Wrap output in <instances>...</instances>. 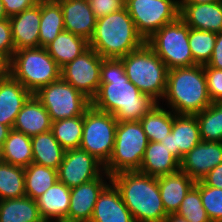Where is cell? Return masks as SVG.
Instances as JSON below:
<instances>
[{
    "label": "cell",
    "instance_id": "1",
    "mask_svg": "<svg viewBox=\"0 0 222 222\" xmlns=\"http://www.w3.org/2000/svg\"><path fill=\"white\" fill-rule=\"evenodd\" d=\"M157 102L129 81L121 59L103 58L100 86L91 99L96 110L112 114L117 121H139Z\"/></svg>",
    "mask_w": 222,
    "mask_h": 222
},
{
    "label": "cell",
    "instance_id": "2",
    "mask_svg": "<svg viewBox=\"0 0 222 222\" xmlns=\"http://www.w3.org/2000/svg\"><path fill=\"white\" fill-rule=\"evenodd\" d=\"M135 222H164L167 216L160 196L158 177L139 171L119 172L111 176Z\"/></svg>",
    "mask_w": 222,
    "mask_h": 222
},
{
    "label": "cell",
    "instance_id": "3",
    "mask_svg": "<svg viewBox=\"0 0 222 222\" xmlns=\"http://www.w3.org/2000/svg\"><path fill=\"white\" fill-rule=\"evenodd\" d=\"M163 99L177 115H196L206 109L212 101L207 90L204 65L169 69Z\"/></svg>",
    "mask_w": 222,
    "mask_h": 222
},
{
    "label": "cell",
    "instance_id": "4",
    "mask_svg": "<svg viewBox=\"0 0 222 222\" xmlns=\"http://www.w3.org/2000/svg\"><path fill=\"white\" fill-rule=\"evenodd\" d=\"M145 43L124 7L97 19L89 47L103 58L120 59Z\"/></svg>",
    "mask_w": 222,
    "mask_h": 222
},
{
    "label": "cell",
    "instance_id": "5",
    "mask_svg": "<svg viewBox=\"0 0 222 222\" xmlns=\"http://www.w3.org/2000/svg\"><path fill=\"white\" fill-rule=\"evenodd\" d=\"M120 59L129 81L160 103L166 91L169 70L161 58L145 43Z\"/></svg>",
    "mask_w": 222,
    "mask_h": 222
},
{
    "label": "cell",
    "instance_id": "6",
    "mask_svg": "<svg viewBox=\"0 0 222 222\" xmlns=\"http://www.w3.org/2000/svg\"><path fill=\"white\" fill-rule=\"evenodd\" d=\"M8 73L31 94L61 78V68L41 46L16 50L8 64Z\"/></svg>",
    "mask_w": 222,
    "mask_h": 222
},
{
    "label": "cell",
    "instance_id": "7",
    "mask_svg": "<svg viewBox=\"0 0 222 222\" xmlns=\"http://www.w3.org/2000/svg\"><path fill=\"white\" fill-rule=\"evenodd\" d=\"M149 143L140 121L117 123L115 144L104 170L110 176L119 172L139 171Z\"/></svg>",
    "mask_w": 222,
    "mask_h": 222
},
{
    "label": "cell",
    "instance_id": "8",
    "mask_svg": "<svg viewBox=\"0 0 222 222\" xmlns=\"http://www.w3.org/2000/svg\"><path fill=\"white\" fill-rule=\"evenodd\" d=\"M190 27L179 16L156 31L146 44L161 58L168 69L196 65L189 46Z\"/></svg>",
    "mask_w": 222,
    "mask_h": 222
},
{
    "label": "cell",
    "instance_id": "9",
    "mask_svg": "<svg viewBox=\"0 0 222 222\" xmlns=\"http://www.w3.org/2000/svg\"><path fill=\"white\" fill-rule=\"evenodd\" d=\"M117 119L90 106L83 114V133L79 148L105 165L115 144Z\"/></svg>",
    "mask_w": 222,
    "mask_h": 222
},
{
    "label": "cell",
    "instance_id": "10",
    "mask_svg": "<svg viewBox=\"0 0 222 222\" xmlns=\"http://www.w3.org/2000/svg\"><path fill=\"white\" fill-rule=\"evenodd\" d=\"M50 115L51 121L83 115L91 100L62 78L42 87L34 94Z\"/></svg>",
    "mask_w": 222,
    "mask_h": 222
},
{
    "label": "cell",
    "instance_id": "11",
    "mask_svg": "<svg viewBox=\"0 0 222 222\" xmlns=\"http://www.w3.org/2000/svg\"><path fill=\"white\" fill-rule=\"evenodd\" d=\"M125 8L145 41L180 16L179 0H125Z\"/></svg>",
    "mask_w": 222,
    "mask_h": 222
},
{
    "label": "cell",
    "instance_id": "12",
    "mask_svg": "<svg viewBox=\"0 0 222 222\" xmlns=\"http://www.w3.org/2000/svg\"><path fill=\"white\" fill-rule=\"evenodd\" d=\"M102 61L103 57L89 47L61 68V78L91 100L100 86Z\"/></svg>",
    "mask_w": 222,
    "mask_h": 222
},
{
    "label": "cell",
    "instance_id": "13",
    "mask_svg": "<svg viewBox=\"0 0 222 222\" xmlns=\"http://www.w3.org/2000/svg\"><path fill=\"white\" fill-rule=\"evenodd\" d=\"M104 172V165L87 151L69 149L58 168V181L74 188L100 177Z\"/></svg>",
    "mask_w": 222,
    "mask_h": 222
},
{
    "label": "cell",
    "instance_id": "14",
    "mask_svg": "<svg viewBox=\"0 0 222 222\" xmlns=\"http://www.w3.org/2000/svg\"><path fill=\"white\" fill-rule=\"evenodd\" d=\"M110 182L111 176L104 172L96 179L71 188L67 222H90L98 196Z\"/></svg>",
    "mask_w": 222,
    "mask_h": 222
},
{
    "label": "cell",
    "instance_id": "15",
    "mask_svg": "<svg viewBox=\"0 0 222 222\" xmlns=\"http://www.w3.org/2000/svg\"><path fill=\"white\" fill-rule=\"evenodd\" d=\"M222 163V142L201 141L180 161V171L195 182Z\"/></svg>",
    "mask_w": 222,
    "mask_h": 222
},
{
    "label": "cell",
    "instance_id": "16",
    "mask_svg": "<svg viewBox=\"0 0 222 222\" xmlns=\"http://www.w3.org/2000/svg\"><path fill=\"white\" fill-rule=\"evenodd\" d=\"M201 141L196 116L177 115L173 112L172 131L161 143L181 161L183 157Z\"/></svg>",
    "mask_w": 222,
    "mask_h": 222
},
{
    "label": "cell",
    "instance_id": "17",
    "mask_svg": "<svg viewBox=\"0 0 222 222\" xmlns=\"http://www.w3.org/2000/svg\"><path fill=\"white\" fill-rule=\"evenodd\" d=\"M61 5L64 29L87 41L93 35L97 18L88 0H58Z\"/></svg>",
    "mask_w": 222,
    "mask_h": 222
},
{
    "label": "cell",
    "instance_id": "18",
    "mask_svg": "<svg viewBox=\"0 0 222 222\" xmlns=\"http://www.w3.org/2000/svg\"><path fill=\"white\" fill-rule=\"evenodd\" d=\"M15 51L39 47L41 1L23 12L9 18Z\"/></svg>",
    "mask_w": 222,
    "mask_h": 222
},
{
    "label": "cell",
    "instance_id": "19",
    "mask_svg": "<svg viewBox=\"0 0 222 222\" xmlns=\"http://www.w3.org/2000/svg\"><path fill=\"white\" fill-rule=\"evenodd\" d=\"M32 94L9 73L0 79V123L11 129L24 103Z\"/></svg>",
    "mask_w": 222,
    "mask_h": 222
},
{
    "label": "cell",
    "instance_id": "20",
    "mask_svg": "<svg viewBox=\"0 0 222 222\" xmlns=\"http://www.w3.org/2000/svg\"><path fill=\"white\" fill-rule=\"evenodd\" d=\"M90 222H135L112 182L99 194Z\"/></svg>",
    "mask_w": 222,
    "mask_h": 222
},
{
    "label": "cell",
    "instance_id": "21",
    "mask_svg": "<svg viewBox=\"0 0 222 222\" xmlns=\"http://www.w3.org/2000/svg\"><path fill=\"white\" fill-rule=\"evenodd\" d=\"M180 17L193 29L222 32V1L202 4H179Z\"/></svg>",
    "mask_w": 222,
    "mask_h": 222
},
{
    "label": "cell",
    "instance_id": "22",
    "mask_svg": "<svg viewBox=\"0 0 222 222\" xmlns=\"http://www.w3.org/2000/svg\"><path fill=\"white\" fill-rule=\"evenodd\" d=\"M52 121L41 101L32 94L18 113L12 129L27 136H35L51 130Z\"/></svg>",
    "mask_w": 222,
    "mask_h": 222
},
{
    "label": "cell",
    "instance_id": "23",
    "mask_svg": "<svg viewBox=\"0 0 222 222\" xmlns=\"http://www.w3.org/2000/svg\"><path fill=\"white\" fill-rule=\"evenodd\" d=\"M71 188L57 181L36 199L39 213L45 222H67Z\"/></svg>",
    "mask_w": 222,
    "mask_h": 222
},
{
    "label": "cell",
    "instance_id": "24",
    "mask_svg": "<svg viewBox=\"0 0 222 222\" xmlns=\"http://www.w3.org/2000/svg\"><path fill=\"white\" fill-rule=\"evenodd\" d=\"M180 171V161L161 142L149 141L139 172L153 177Z\"/></svg>",
    "mask_w": 222,
    "mask_h": 222
},
{
    "label": "cell",
    "instance_id": "25",
    "mask_svg": "<svg viewBox=\"0 0 222 222\" xmlns=\"http://www.w3.org/2000/svg\"><path fill=\"white\" fill-rule=\"evenodd\" d=\"M194 184L195 181L181 171L158 177L160 196L167 215L176 214Z\"/></svg>",
    "mask_w": 222,
    "mask_h": 222
},
{
    "label": "cell",
    "instance_id": "26",
    "mask_svg": "<svg viewBox=\"0 0 222 222\" xmlns=\"http://www.w3.org/2000/svg\"><path fill=\"white\" fill-rule=\"evenodd\" d=\"M88 48L89 41L66 30L60 32L46 47L48 54L60 68L73 61Z\"/></svg>",
    "mask_w": 222,
    "mask_h": 222
},
{
    "label": "cell",
    "instance_id": "27",
    "mask_svg": "<svg viewBox=\"0 0 222 222\" xmlns=\"http://www.w3.org/2000/svg\"><path fill=\"white\" fill-rule=\"evenodd\" d=\"M31 142L32 163L58 170L66 150L59 144L52 131L32 136Z\"/></svg>",
    "mask_w": 222,
    "mask_h": 222
},
{
    "label": "cell",
    "instance_id": "28",
    "mask_svg": "<svg viewBox=\"0 0 222 222\" xmlns=\"http://www.w3.org/2000/svg\"><path fill=\"white\" fill-rule=\"evenodd\" d=\"M0 222H45L36 200L23 196L0 200Z\"/></svg>",
    "mask_w": 222,
    "mask_h": 222
},
{
    "label": "cell",
    "instance_id": "29",
    "mask_svg": "<svg viewBox=\"0 0 222 222\" xmlns=\"http://www.w3.org/2000/svg\"><path fill=\"white\" fill-rule=\"evenodd\" d=\"M3 161L26 168L33 159L31 137L11 129L2 145Z\"/></svg>",
    "mask_w": 222,
    "mask_h": 222
},
{
    "label": "cell",
    "instance_id": "30",
    "mask_svg": "<svg viewBox=\"0 0 222 222\" xmlns=\"http://www.w3.org/2000/svg\"><path fill=\"white\" fill-rule=\"evenodd\" d=\"M39 47L46 48L64 31V18L58 1H41Z\"/></svg>",
    "mask_w": 222,
    "mask_h": 222
},
{
    "label": "cell",
    "instance_id": "31",
    "mask_svg": "<svg viewBox=\"0 0 222 222\" xmlns=\"http://www.w3.org/2000/svg\"><path fill=\"white\" fill-rule=\"evenodd\" d=\"M157 103L139 121L149 141L161 142L172 131L173 112Z\"/></svg>",
    "mask_w": 222,
    "mask_h": 222
},
{
    "label": "cell",
    "instance_id": "32",
    "mask_svg": "<svg viewBox=\"0 0 222 222\" xmlns=\"http://www.w3.org/2000/svg\"><path fill=\"white\" fill-rule=\"evenodd\" d=\"M24 174L26 196L34 200L58 181V170L36 163H30L24 168Z\"/></svg>",
    "mask_w": 222,
    "mask_h": 222
},
{
    "label": "cell",
    "instance_id": "33",
    "mask_svg": "<svg viewBox=\"0 0 222 222\" xmlns=\"http://www.w3.org/2000/svg\"><path fill=\"white\" fill-rule=\"evenodd\" d=\"M24 168L0 162V200L26 196Z\"/></svg>",
    "mask_w": 222,
    "mask_h": 222
},
{
    "label": "cell",
    "instance_id": "34",
    "mask_svg": "<svg viewBox=\"0 0 222 222\" xmlns=\"http://www.w3.org/2000/svg\"><path fill=\"white\" fill-rule=\"evenodd\" d=\"M202 141L222 142V103L212 102L196 115Z\"/></svg>",
    "mask_w": 222,
    "mask_h": 222
},
{
    "label": "cell",
    "instance_id": "35",
    "mask_svg": "<svg viewBox=\"0 0 222 222\" xmlns=\"http://www.w3.org/2000/svg\"><path fill=\"white\" fill-rule=\"evenodd\" d=\"M51 131L65 150L79 148L83 133V115L53 121Z\"/></svg>",
    "mask_w": 222,
    "mask_h": 222
},
{
    "label": "cell",
    "instance_id": "36",
    "mask_svg": "<svg viewBox=\"0 0 222 222\" xmlns=\"http://www.w3.org/2000/svg\"><path fill=\"white\" fill-rule=\"evenodd\" d=\"M217 33L190 28L189 46L193 60L198 65H205L211 59Z\"/></svg>",
    "mask_w": 222,
    "mask_h": 222
},
{
    "label": "cell",
    "instance_id": "37",
    "mask_svg": "<svg viewBox=\"0 0 222 222\" xmlns=\"http://www.w3.org/2000/svg\"><path fill=\"white\" fill-rule=\"evenodd\" d=\"M188 222H211L207 216L200 197L199 181L188 191L176 212Z\"/></svg>",
    "mask_w": 222,
    "mask_h": 222
},
{
    "label": "cell",
    "instance_id": "38",
    "mask_svg": "<svg viewBox=\"0 0 222 222\" xmlns=\"http://www.w3.org/2000/svg\"><path fill=\"white\" fill-rule=\"evenodd\" d=\"M202 205L211 222H222V189L205 185L199 181Z\"/></svg>",
    "mask_w": 222,
    "mask_h": 222
},
{
    "label": "cell",
    "instance_id": "39",
    "mask_svg": "<svg viewBox=\"0 0 222 222\" xmlns=\"http://www.w3.org/2000/svg\"><path fill=\"white\" fill-rule=\"evenodd\" d=\"M15 52L9 18L0 20V57L9 64Z\"/></svg>",
    "mask_w": 222,
    "mask_h": 222
},
{
    "label": "cell",
    "instance_id": "40",
    "mask_svg": "<svg viewBox=\"0 0 222 222\" xmlns=\"http://www.w3.org/2000/svg\"><path fill=\"white\" fill-rule=\"evenodd\" d=\"M207 90L212 102H222V70L204 66Z\"/></svg>",
    "mask_w": 222,
    "mask_h": 222
},
{
    "label": "cell",
    "instance_id": "41",
    "mask_svg": "<svg viewBox=\"0 0 222 222\" xmlns=\"http://www.w3.org/2000/svg\"><path fill=\"white\" fill-rule=\"evenodd\" d=\"M88 3L97 19L125 7V0H88Z\"/></svg>",
    "mask_w": 222,
    "mask_h": 222
},
{
    "label": "cell",
    "instance_id": "42",
    "mask_svg": "<svg viewBox=\"0 0 222 222\" xmlns=\"http://www.w3.org/2000/svg\"><path fill=\"white\" fill-rule=\"evenodd\" d=\"M8 18L39 3V0H1Z\"/></svg>",
    "mask_w": 222,
    "mask_h": 222
},
{
    "label": "cell",
    "instance_id": "43",
    "mask_svg": "<svg viewBox=\"0 0 222 222\" xmlns=\"http://www.w3.org/2000/svg\"><path fill=\"white\" fill-rule=\"evenodd\" d=\"M201 181L207 186L222 189V163L209 171Z\"/></svg>",
    "mask_w": 222,
    "mask_h": 222
},
{
    "label": "cell",
    "instance_id": "44",
    "mask_svg": "<svg viewBox=\"0 0 222 222\" xmlns=\"http://www.w3.org/2000/svg\"><path fill=\"white\" fill-rule=\"evenodd\" d=\"M204 66H210L222 70V32L217 33L214 50L211 59Z\"/></svg>",
    "mask_w": 222,
    "mask_h": 222
},
{
    "label": "cell",
    "instance_id": "45",
    "mask_svg": "<svg viewBox=\"0 0 222 222\" xmlns=\"http://www.w3.org/2000/svg\"><path fill=\"white\" fill-rule=\"evenodd\" d=\"M11 128L0 123V144L3 145Z\"/></svg>",
    "mask_w": 222,
    "mask_h": 222
},
{
    "label": "cell",
    "instance_id": "46",
    "mask_svg": "<svg viewBox=\"0 0 222 222\" xmlns=\"http://www.w3.org/2000/svg\"><path fill=\"white\" fill-rule=\"evenodd\" d=\"M222 0H179V4H202V3H215Z\"/></svg>",
    "mask_w": 222,
    "mask_h": 222
},
{
    "label": "cell",
    "instance_id": "47",
    "mask_svg": "<svg viewBox=\"0 0 222 222\" xmlns=\"http://www.w3.org/2000/svg\"><path fill=\"white\" fill-rule=\"evenodd\" d=\"M164 222H188V221L177 214H168L165 217Z\"/></svg>",
    "mask_w": 222,
    "mask_h": 222
},
{
    "label": "cell",
    "instance_id": "48",
    "mask_svg": "<svg viewBox=\"0 0 222 222\" xmlns=\"http://www.w3.org/2000/svg\"><path fill=\"white\" fill-rule=\"evenodd\" d=\"M8 73V64L0 57V79Z\"/></svg>",
    "mask_w": 222,
    "mask_h": 222
},
{
    "label": "cell",
    "instance_id": "49",
    "mask_svg": "<svg viewBox=\"0 0 222 222\" xmlns=\"http://www.w3.org/2000/svg\"><path fill=\"white\" fill-rule=\"evenodd\" d=\"M7 15L4 9V4L2 3V1L0 0V20H4L7 19Z\"/></svg>",
    "mask_w": 222,
    "mask_h": 222
},
{
    "label": "cell",
    "instance_id": "50",
    "mask_svg": "<svg viewBox=\"0 0 222 222\" xmlns=\"http://www.w3.org/2000/svg\"><path fill=\"white\" fill-rule=\"evenodd\" d=\"M3 161V155H2V145L0 144V162Z\"/></svg>",
    "mask_w": 222,
    "mask_h": 222
},
{
    "label": "cell",
    "instance_id": "51",
    "mask_svg": "<svg viewBox=\"0 0 222 222\" xmlns=\"http://www.w3.org/2000/svg\"><path fill=\"white\" fill-rule=\"evenodd\" d=\"M40 1H58V0H39Z\"/></svg>",
    "mask_w": 222,
    "mask_h": 222
}]
</instances>
